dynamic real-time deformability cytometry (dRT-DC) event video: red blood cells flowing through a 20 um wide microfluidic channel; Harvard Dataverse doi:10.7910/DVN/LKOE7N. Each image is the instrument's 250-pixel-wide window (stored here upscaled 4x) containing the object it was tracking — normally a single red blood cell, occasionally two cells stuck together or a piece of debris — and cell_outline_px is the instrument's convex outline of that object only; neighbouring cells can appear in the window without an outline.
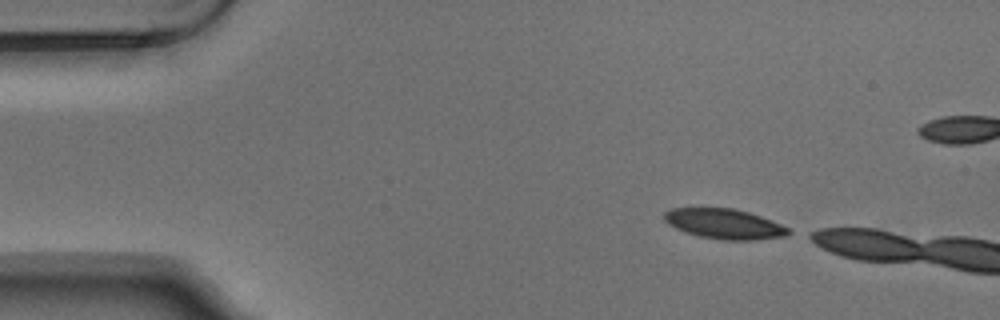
{"species": "Egyptian fruit bat (a non-hibernating species)", "species_latin": "Rousettus aegyptiacus", "temperature_condition": "warm", "stored_images_in_passage": 2, "camera_frame_rate_fps": 3000, "um_per_image_px": 0.085, "animal": {"sex": "male"}, "frame": {"image": 1, "passage_image": 1, "time_ms": 0.0, "image_size_px": [1000, 320], "cell_outline_px": [[796, 232], [788, 236], [756, 240], [724, 240], [700, 236], [684, 232], [668, 224], [664, 220], [664, 212], [672, 208], [732, 208], [748, 212], [760, 216], [780, 224]], "centroid_in_image_um": [61.6, 19.04], "position_along_channel_um": 23.4, "area_um2": 21.85}}